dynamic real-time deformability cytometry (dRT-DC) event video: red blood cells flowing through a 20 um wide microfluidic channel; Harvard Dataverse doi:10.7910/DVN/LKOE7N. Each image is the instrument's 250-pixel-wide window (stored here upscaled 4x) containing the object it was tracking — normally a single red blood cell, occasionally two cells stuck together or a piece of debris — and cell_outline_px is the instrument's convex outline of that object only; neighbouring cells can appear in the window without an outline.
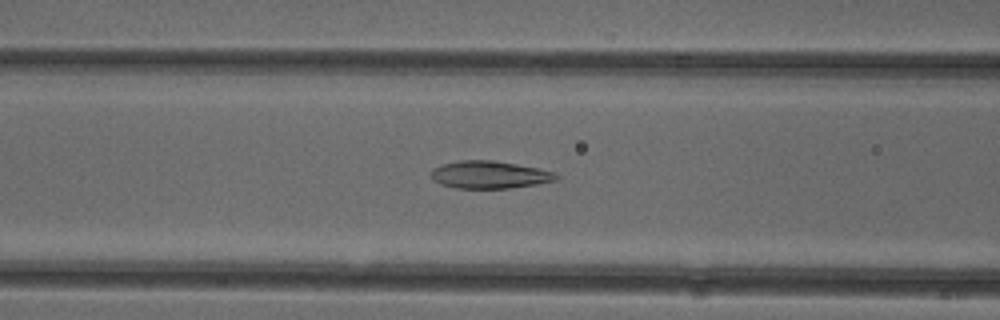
{"species": "common noctule bat (a hibernating species)", "species_latin": "Nyctalus noctula", "temperature_condition": "cold", "stored_images_in_passage": 36, "camera_frame_rate_fps": 3000, "um_per_image_px": 0.085, "animal": {"sex": "female"}, "frame": {"image": 1, "passage_image": 5, "time_ms": 1.333, "image_size_px": [1000, 320], "cell_outline_px": [[560, 176], [556, 180], [536, 184], [512, 188], [456, 188], [440, 184], [432, 180], [428, 176], [428, 172], [432, 168], [440, 164], [460, 160], [492, 160], [540, 168], [552, 172]], "centroid_in_image_um": [41.53, 14.85], "position_along_channel_um": 125.1, "area_um2": 20.35}}
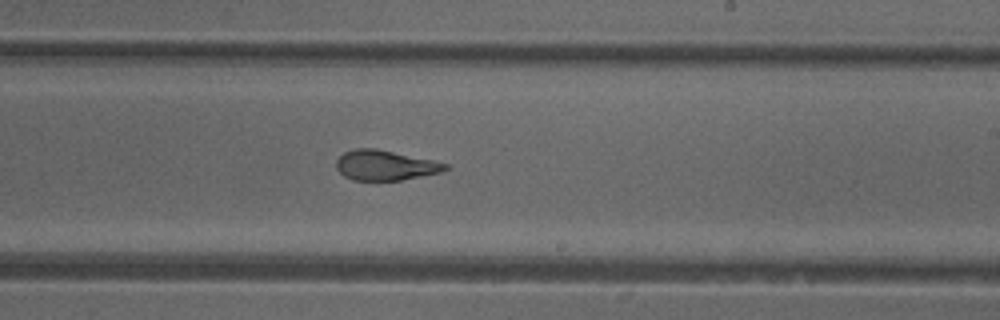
{"frame": {"image": 2, "passage_image": 15, "time_ms": 4.667, "image_size_px": [1000, 320], "cell_outline_px": [[448, 168], [440, 172], [400, 180], [352, 180], [344, 176], [336, 168], [336, 160], [344, 152], [352, 148], [376, 148], [432, 160], [448, 164]], "centroid_in_image_um": [32.69, 14.04], "position_along_channel_um": 256.3, "area_um2": 18.96}}
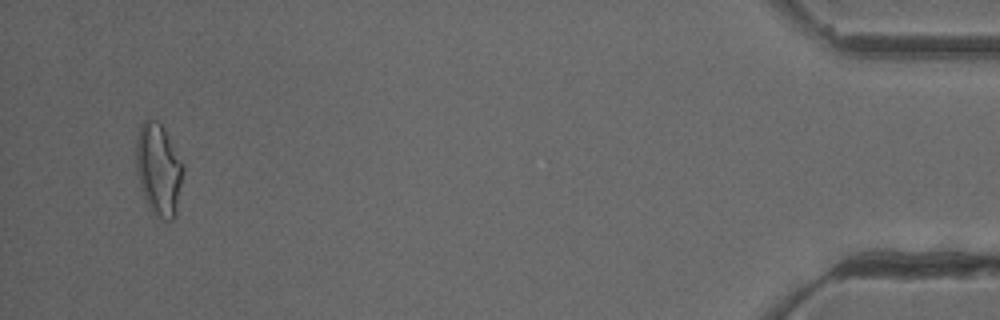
{"frame": {"image": 3, "passage_image": 34, "time_ms": 11.0, "image_size_px": [1000, 320], "cell_outline_px": [[184, 172], [176, 216], [172, 220], [164, 220], [152, 212], [148, 208], [140, 188], [136, 168], [136, 136], [140, 124], [148, 116], [156, 120], [164, 128], [184, 164]], "centroid_in_image_um": [13.48, 14.39], "position_along_channel_um": 421.7, "area_um2": 25.84}, "authors_computed_cell_mechanics": {"area_um2": 20.4034, "velocity_mm_per_s": 3.9365, "shape_relaxation_time_tau1_ms": null, "shape_relaxation_time_tau2_ms": 1.4727, "deformation_change_tau1": null, "deformation_change_tau2": 0.0844}}